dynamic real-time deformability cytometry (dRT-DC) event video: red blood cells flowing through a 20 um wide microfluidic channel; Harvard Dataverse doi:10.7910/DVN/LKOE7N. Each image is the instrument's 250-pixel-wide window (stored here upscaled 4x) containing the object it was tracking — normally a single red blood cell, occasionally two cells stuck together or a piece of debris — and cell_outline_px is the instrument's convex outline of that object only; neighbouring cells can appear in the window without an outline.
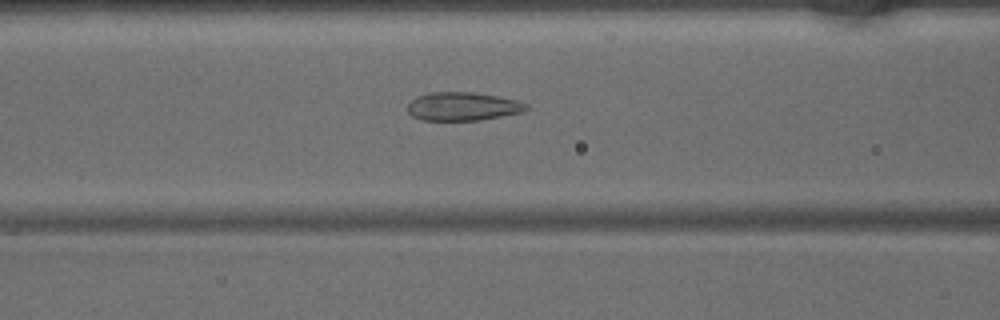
{"species": "common noctule bat (a hibernating species)", "species_latin": "Nyctalus noctula", "temperature_condition": "warm", "stored_images_in_passage": 45, "camera_frame_rate_fps": 3000, "um_per_image_px": 0.085, "animal": {"sex": "male", "body_mass_g": 15.6}, "frame": {"image": 1, "passage_image": 18, "time_ms": 5.667, "image_size_px": [1000, 320], "cell_outline_px": [[528, 108], [524, 112], [480, 120], [424, 120], [412, 116], [408, 112], [408, 104], [416, 96], [432, 92], [472, 92], [496, 96], [516, 100], [528, 104]], "centroid_in_image_um": [39.34, 9.04], "position_along_channel_um": 127.3, "area_um2": 19.59}}
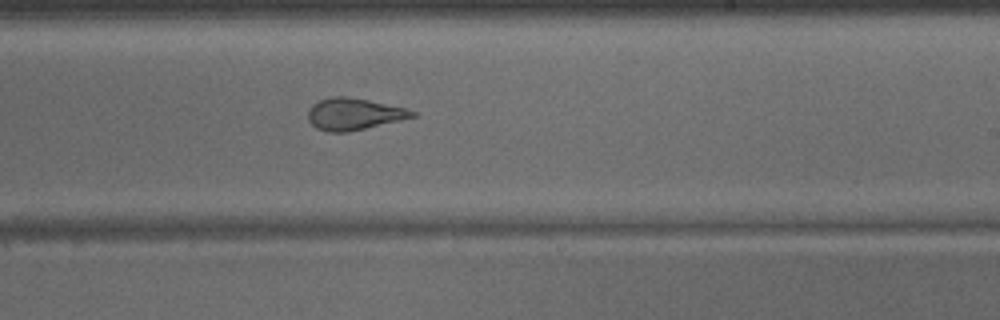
{"frame": {"image": 2, "passage_image": 27, "time_ms": 8.667, "image_size_px": [1000, 320], "cell_outline_px": [[416, 116], [400, 120], [348, 132], [328, 132], [316, 128], [308, 120], [308, 108], [312, 104], [320, 100], [332, 96], [348, 96], [408, 108], [416, 112]], "centroid_in_image_um": [30.06, 9.68], "position_along_channel_um": 258.9, "area_um2": 19.36}}
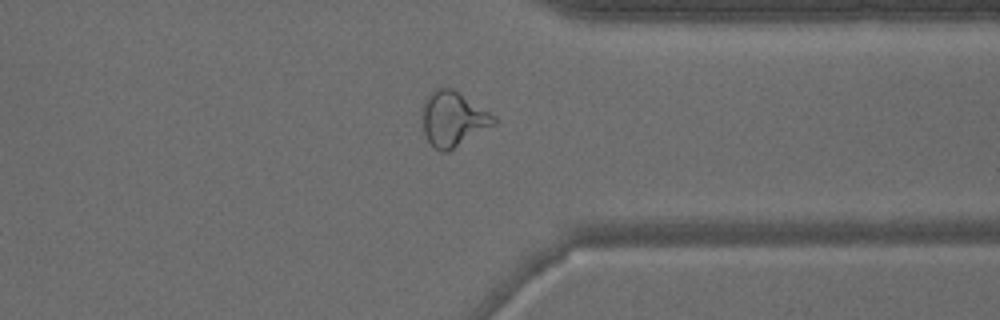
{"frame": {"image": 3, "passage_image": 35, "time_ms": 11.333, "image_size_px": [1000, 320], "cell_outline_px": [[496, 124], [448, 152], [440, 152], [428, 140], [424, 132], [424, 104], [428, 96], [436, 88], [452, 88], [496, 116]], "centroid_in_image_um": [38.56, 10.13], "position_along_channel_um": 372.8, "area_um2": 22.43}}